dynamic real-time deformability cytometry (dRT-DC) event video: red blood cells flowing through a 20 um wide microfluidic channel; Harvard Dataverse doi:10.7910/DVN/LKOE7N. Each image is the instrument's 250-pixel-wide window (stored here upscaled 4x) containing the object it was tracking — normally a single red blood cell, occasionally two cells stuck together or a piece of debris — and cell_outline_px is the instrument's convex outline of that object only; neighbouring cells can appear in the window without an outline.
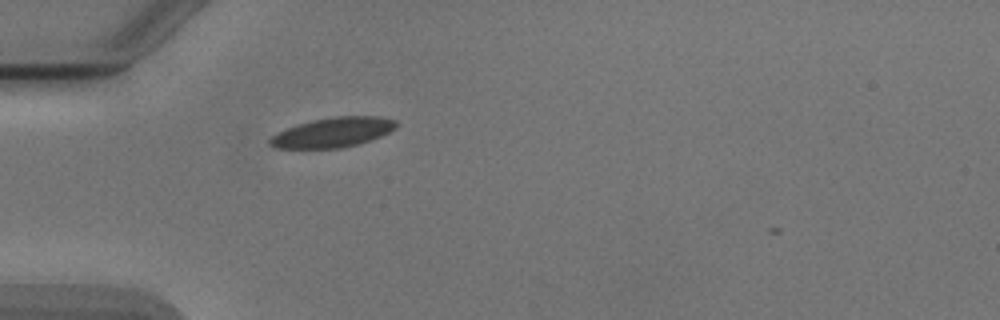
{"species": "Egyptian fruit bat (a non-hibernating species)", "species_latin": "Rousettus aegyptiacus", "temperature_condition": "cold", "stored_images_in_passage": 35, "camera_frame_rate_fps": 3000, "um_per_image_px": 0.085, "animal": {"sex": "male"}, "frame": {"image": 1, "passage_image": 1, "time_ms": 0.0, "image_size_px": [1000, 320], "cell_outline_px": [[396, 128], [380, 136], [356, 144], [340, 148], [276, 148], [268, 144], [268, 140], [276, 132], [312, 120], [332, 116], [380, 116], [396, 120]], "centroid_in_image_um": [28.27, 11.24], "position_along_channel_um": 56.7, "area_um2": 21.73}}
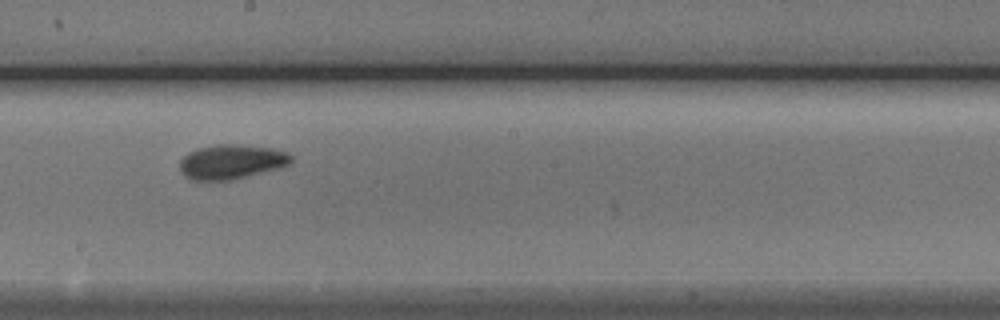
{"frame": {"image": 2, "passage_image": 15, "time_ms": 4.667, "image_size_px": [1000, 320], "cell_outline_px": [[292, 160], [288, 164], [280, 168], [232, 180], [192, 180], [184, 176], [180, 172], [180, 160], [188, 152], [196, 148], [216, 144], [236, 144], [272, 148], [288, 152], [292, 156]], "centroid_in_image_um": [19.65, 13.75], "position_along_channel_um": 228.5, "area_um2": 22.6}}
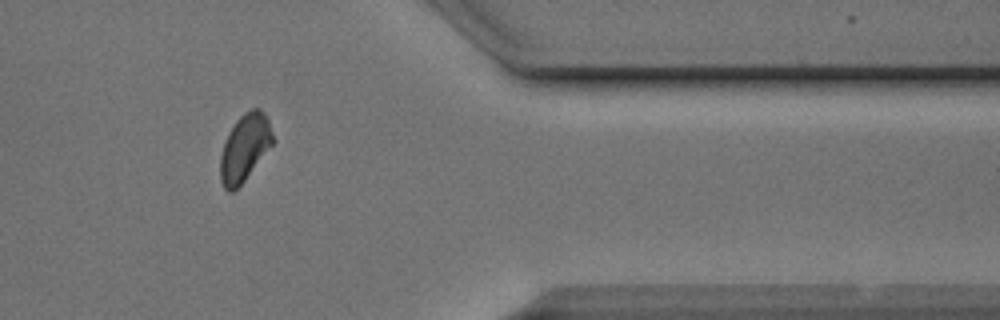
{"frame": {"image": 3, "passage_image": 29, "time_ms": 9.333, "image_size_px": [1000, 320], "cell_outline_px": [[276, 140], [244, 180], [232, 192], [228, 192], [224, 188], [220, 180], [220, 156], [228, 132], [236, 120], [244, 112], [252, 108], [260, 108], [264, 112], [268, 120]], "centroid_in_image_um": [20.81, 12.53], "position_along_channel_um": 390.6, "area_um2": 20.52}}